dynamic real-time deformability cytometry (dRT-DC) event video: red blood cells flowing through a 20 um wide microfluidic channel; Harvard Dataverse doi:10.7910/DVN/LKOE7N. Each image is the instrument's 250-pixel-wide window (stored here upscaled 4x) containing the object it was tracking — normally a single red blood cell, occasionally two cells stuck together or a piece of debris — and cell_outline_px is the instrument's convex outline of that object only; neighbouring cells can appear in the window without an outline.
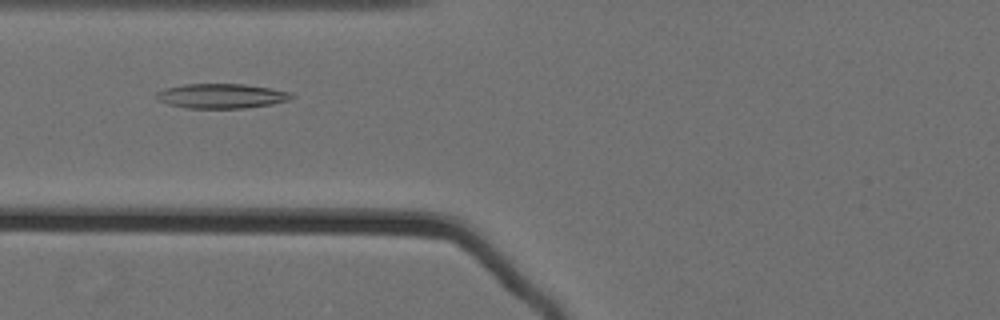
{"species": "Egyptian fruit bat (a non-hibernating species)", "species_latin": "Rousettus aegyptiacus", "temperature_condition": "cold", "stored_images_in_passage": 37, "camera_frame_rate_fps": 3000, "um_per_image_px": 0.085, "animal": {"sex": "female"}, "frame": {"image": 1, "passage_image": 5, "time_ms": 1.333, "image_size_px": [1000, 320], "cell_outline_px": [[296, 96], [292, 100], [272, 104], [244, 108], [184, 108], [168, 104], [160, 100], [156, 96], [156, 92], [164, 88], [184, 84], [244, 84], [272, 88], [292, 92]], "centroid_in_image_um": [18.88, 8.15], "position_along_channel_um": 106.9, "area_um2": 19.65}}
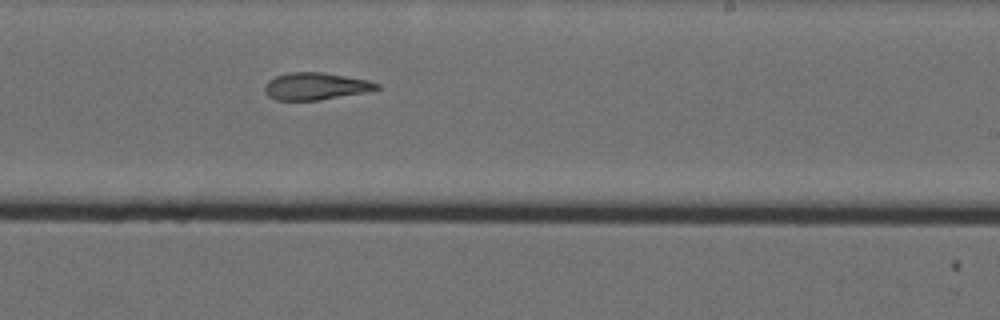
{"frame": {"image": 2, "passage_image": 18, "time_ms": 5.667, "image_size_px": [1000, 320], "cell_outline_px": [[380, 88], [368, 92], [320, 100], [276, 100], [268, 96], [264, 92], [264, 84], [268, 80], [276, 76], [288, 72], [320, 72], [368, 80], [380, 84]], "centroid_in_image_um": [26.81, 7.33], "position_along_channel_um": 262.2, "area_um2": 17.86}}
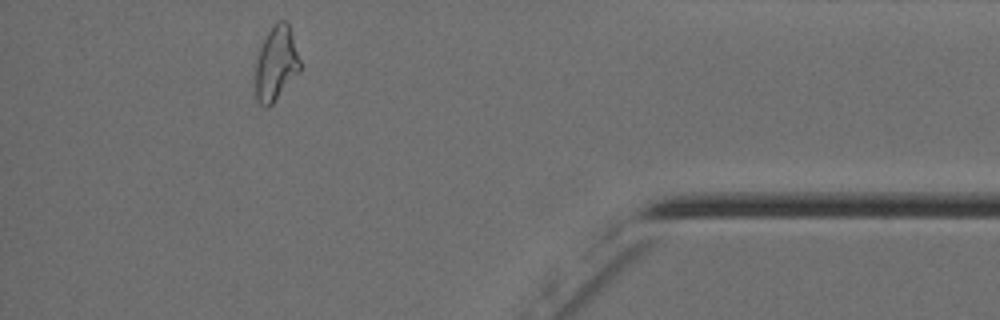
{"frame": {"image": 3, "passage_image": 33, "time_ms": 10.667, "image_size_px": [1000, 320], "cell_outline_px": [[300, 72], [272, 104], [268, 108], [264, 108], [256, 100], [252, 64], [272, 24], [276, 20], [284, 20], [288, 24], [300, 60]], "centroid_in_image_um": [23.4, 5.45], "position_along_channel_um": 411.8, "area_um2": 19.94}, "authors_computed_cell_mechanics": {"area_um2": 18.5538, "velocity_mm_per_s": 3.5726, "shape_relaxation_time_tau1_ms": null, "shape_relaxation_time_tau2_ms": 3.9619, "deformation_change_tau1": null, "deformation_change_tau2": 0.1293}}